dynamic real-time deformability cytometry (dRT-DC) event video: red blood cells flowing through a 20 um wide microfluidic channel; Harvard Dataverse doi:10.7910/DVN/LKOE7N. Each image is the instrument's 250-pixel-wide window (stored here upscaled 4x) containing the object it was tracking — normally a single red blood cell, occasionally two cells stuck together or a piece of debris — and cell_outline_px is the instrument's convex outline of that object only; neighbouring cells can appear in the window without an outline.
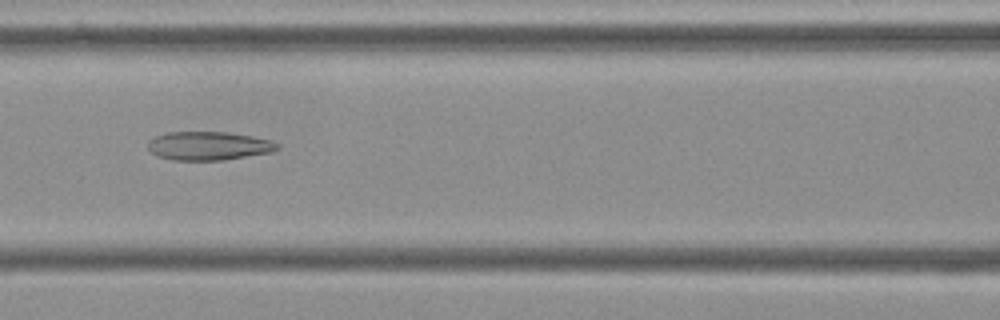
{"species": "Egyptian fruit bat (a non-hibernating species)", "species_latin": "Rousettus aegyptiacus", "temperature_condition": "cold", "stored_images_in_passage": 48, "camera_frame_rate_fps": 3000, "um_per_image_px": 0.085, "frame": {"image": 1, "passage_image": 17, "time_ms": 5.333, "image_size_px": [1000, 320], "cell_outline_px": [[280, 148], [272, 152], [224, 160], [172, 160], [156, 156], [148, 148], [148, 140], [156, 136], [168, 132], [228, 132], [252, 136], [272, 140], [280, 144]], "centroid_in_image_um": [17.76, 12.4], "position_along_channel_um": 148.8, "area_um2": 21.73}}
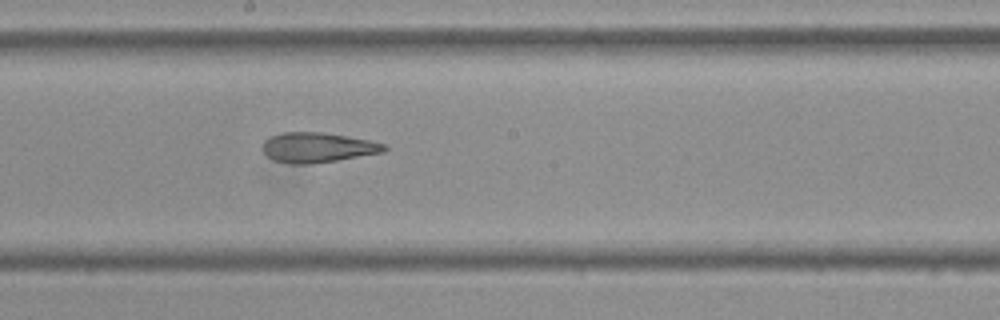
{"frame": {"image": 2, "passage_image": 23, "time_ms": 7.333, "image_size_px": [1000, 320], "cell_outline_px": [[388, 148], [384, 152], [336, 160], [304, 164], [288, 164], [272, 160], [264, 152], [264, 140], [272, 136], [284, 132], [320, 132], [348, 136], [388, 144]], "centroid_in_image_um": [27.02, 12.53], "position_along_channel_um": 221.2, "area_um2": 21.1}}
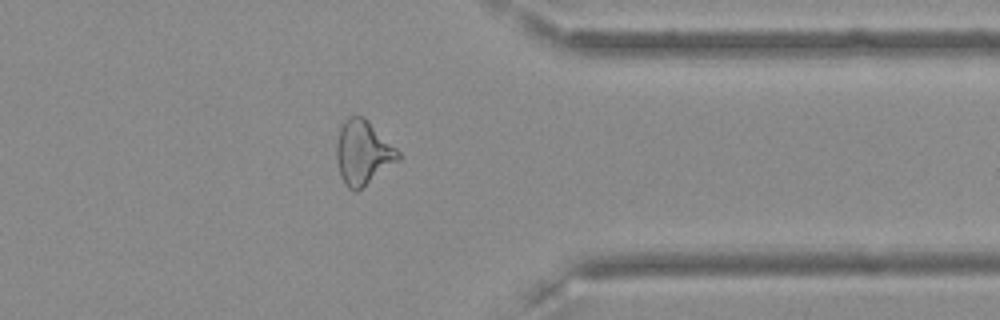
{"frame": {"image": 3, "passage_image": 37, "time_ms": 12.0, "image_size_px": [1000, 320], "cell_outline_px": [[400, 160], [356, 192], [348, 188], [340, 176], [336, 160], [336, 144], [340, 128], [344, 120], [348, 116], [364, 116], [400, 152]], "centroid_in_image_um": [30.84, 12.97], "position_along_channel_um": 380.6, "area_um2": 23.12}, "authors_computed_cell_mechanics": {"area_um2": 23.0044, "velocity_mm_per_s": 3.6115, "shape_relaxation_time_tau1_ms": null, "shape_relaxation_time_tau2_ms": 3.8292, "deformation_change_tau1": null, "deformation_change_tau2": 0.1394}}